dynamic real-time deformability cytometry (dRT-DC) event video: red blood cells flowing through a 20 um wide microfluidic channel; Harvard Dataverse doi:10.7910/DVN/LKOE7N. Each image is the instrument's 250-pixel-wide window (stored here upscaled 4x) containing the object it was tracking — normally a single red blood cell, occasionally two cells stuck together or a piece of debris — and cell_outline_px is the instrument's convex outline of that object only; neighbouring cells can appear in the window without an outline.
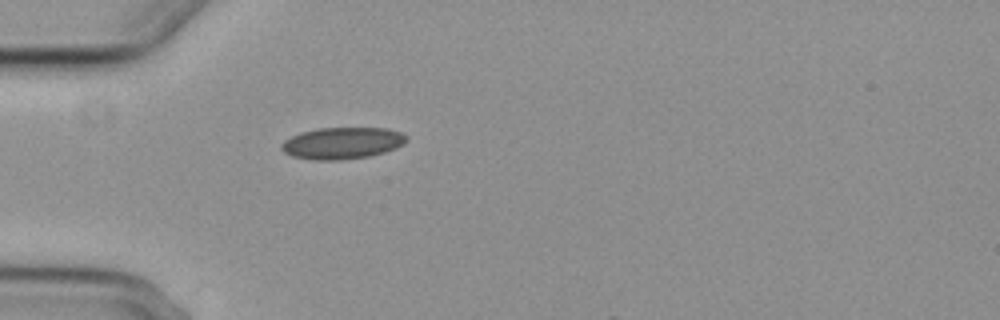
{"species": "common noctule bat (a hibernating species)", "species_latin": "Nyctalus noctula", "temperature_condition": "cold", "stored_images_in_passage": 1, "camera_frame_rate_fps": 3000, "um_per_image_px": 0.085, "animal": {"sex": "female", "body_mass_g": 29.2, "forearm_length_mm": 56.3}, "frame": {"image": 1, "passage_image": 1, "time_ms": 0.0, "image_size_px": [1000, 320], "cell_outline_px": [[408, 140], [404, 144], [396, 148], [384, 152], [368, 156], [340, 160], [316, 160], [292, 156], [284, 152], [280, 148], [280, 144], [284, 140], [300, 132], [316, 128], [388, 128], [400, 132], [408, 136]], "centroid_in_image_um": [29.09, 12.16], "position_along_channel_um": 55.9, "area_um2": 23.24}}